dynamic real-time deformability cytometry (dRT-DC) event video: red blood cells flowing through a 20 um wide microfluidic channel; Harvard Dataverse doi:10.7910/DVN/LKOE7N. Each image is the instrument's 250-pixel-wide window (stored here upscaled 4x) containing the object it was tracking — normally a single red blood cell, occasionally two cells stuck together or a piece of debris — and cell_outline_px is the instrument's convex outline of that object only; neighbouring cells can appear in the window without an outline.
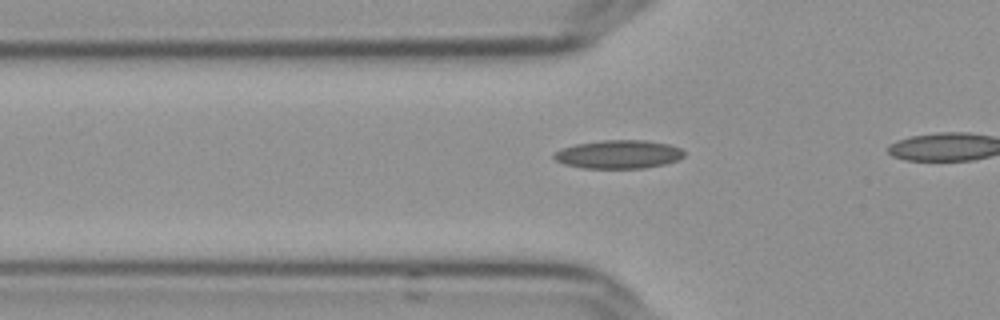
{"species": "Egyptian fruit bat (a non-hibernating species)", "species_latin": "Rousettus aegyptiacus", "temperature_condition": "cold", "stored_images_in_passage": 15, "camera_frame_rate_fps": 3000, "um_per_image_px": 0.085, "frame": {"image": 1, "passage_image": 9, "time_ms": 2.667, "image_size_px": [1000, 320], "cell_outline_px": [[684, 156], [676, 160], [664, 164], [644, 168], [584, 168], [564, 164], [556, 160], [552, 156], [556, 152], [564, 148], [576, 144], [600, 140], [644, 140], [668, 144], [680, 148], [684, 152]], "centroid_in_image_um": [52.58, 13.11], "position_along_channel_um": 73.2, "area_um2": 21.39}}
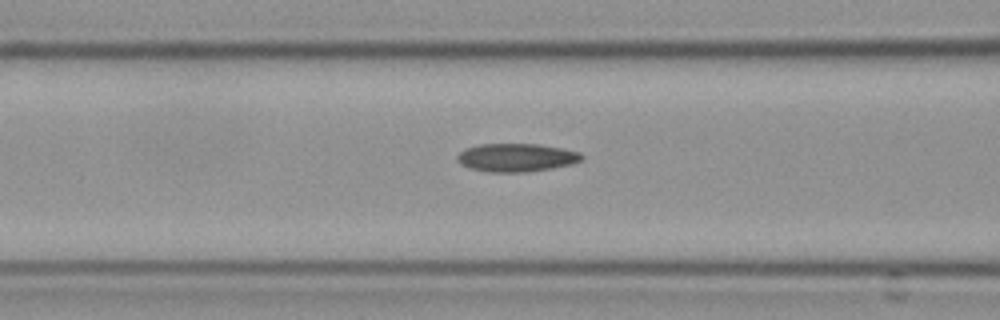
{"frame": {"image": 2, "passage_image": 13, "time_ms": 4.0, "image_size_px": [1000, 320], "cell_outline_px": [[584, 156], [580, 160], [572, 164], [552, 168], [528, 172], [488, 172], [472, 168], [460, 164], [456, 160], [456, 156], [460, 152], [468, 148], [480, 144], [540, 144], [564, 148], [580, 152]], "centroid_in_image_um": [43.92, 13.39], "position_along_channel_um": 122.7, "area_um2": 20.52}}